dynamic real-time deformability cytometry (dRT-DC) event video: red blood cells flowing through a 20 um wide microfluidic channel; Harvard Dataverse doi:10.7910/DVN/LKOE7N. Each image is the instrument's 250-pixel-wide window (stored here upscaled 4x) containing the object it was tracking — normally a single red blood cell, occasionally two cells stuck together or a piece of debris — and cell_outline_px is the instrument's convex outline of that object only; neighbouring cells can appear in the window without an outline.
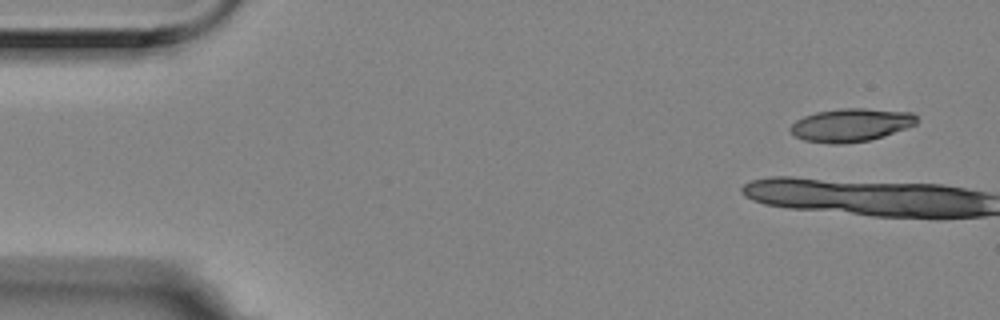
{"species": "Egyptian fruit bat (a non-hibernating species)", "species_latin": "Rousettus aegyptiacus", "temperature_condition": "room temperature", "stored_images_in_passage": 4, "camera_frame_rate_fps": 3000, "um_per_image_px": 0.085, "animal": {"sex": "female"}, "frame": {"image": 1, "passage_image": 1, "time_ms": 0.0, "image_size_px": [1000, 320], "cell_outline_px": [[916, 124], [884, 136], [868, 140], [840, 144], [832, 144], [804, 140], [796, 136], [788, 128], [796, 120], [804, 116], [816, 112], [844, 108], [864, 108], [912, 112], [916, 116]], "centroid_in_image_um": [72.32, 10.62], "position_along_channel_um": 12.7, "area_um2": 24.22}}